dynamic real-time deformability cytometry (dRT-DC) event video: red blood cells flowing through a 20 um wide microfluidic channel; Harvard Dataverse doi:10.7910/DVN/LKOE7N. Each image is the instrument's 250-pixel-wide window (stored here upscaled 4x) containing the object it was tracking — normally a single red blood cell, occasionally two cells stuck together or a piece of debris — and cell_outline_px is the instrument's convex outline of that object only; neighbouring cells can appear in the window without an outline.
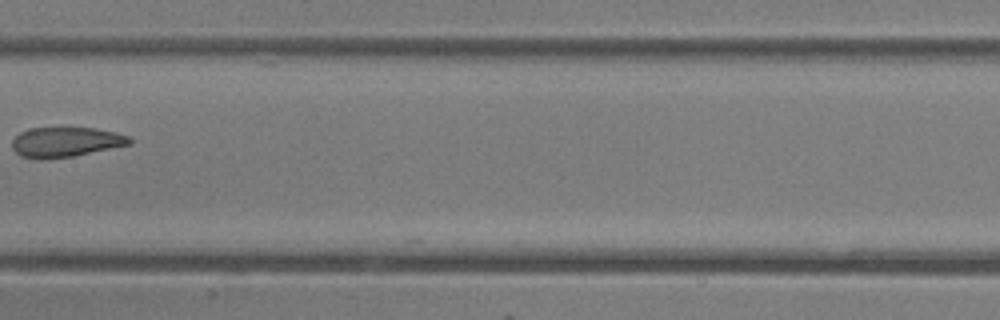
{"species": "common noctule bat (a hibernating species)", "species_latin": "Nyctalus noctula", "temperature_condition": "room temperature", "stored_images_in_passage": 13, "camera_frame_rate_fps": 3000, "um_per_image_px": 0.085, "animal": {"sex": "female"}, "frame": {"image": 1, "passage_image": 12, "time_ms": 3.667, "image_size_px": [1000, 320], "cell_outline_px": [[132, 144], [72, 156], [20, 156], [12, 148], [12, 140], [20, 132], [28, 128], [96, 128], [128, 136], [132, 140]], "centroid_in_image_um": [5.61, 12.03], "position_along_channel_um": 201.8, "area_um2": 19.65}}